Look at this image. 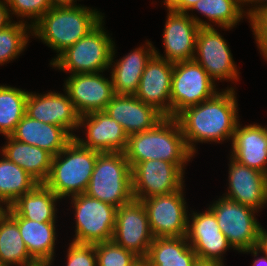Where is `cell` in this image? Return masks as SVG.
<instances>
[{
  "instance_id": "6da1fadb",
  "label": "cell",
  "mask_w": 267,
  "mask_h": 266,
  "mask_svg": "<svg viewBox=\"0 0 267 266\" xmlns=\"http://www.w3.org/2000/svg\"><path fill=\"white\" fill-rule=\"evenodd\" d=\"M235 87L218 92L213 98L185 108L175 118L178 120L185 143L194 155L196 143H222L232 141L239 123Z\"/></svg>"
},
{
  "instance_id": "7a4b0ae2",
  "label": "cell",
  "mask_w": 267,
  "mask_h": 266,
  "mask_svg": "<svg viewBox=\"0 0 267 266\" xmlns=\"http://www.w3.org/2000/svg\"><path fill=\"white\" fill-rule=\"evenodd\" d=\"M125 157L132 168L145 160H163L177 165L184 173L193 155L185 143L175 117H164L153 128L128 136Z\"/></svg>"
},
{
  "instance_id": "3957f363",
  "label": "cell",
  "mask_w": 267,
  "mask_h": 266,
  "mask_svg": "<svg viewBox=\"0 0 267 266\" xmlns=\"http://www.w3.org/2000/svg\"><path fill=\"white\" fill-rule=\"evenodd\" d=\"M103 17L97 9L82 5L52 7L32 26V36L57 52L51 64L63 51L94 29Z\"/></svg>"
},
{
  "instance_id": "277c9868",
  "label": "cell",
  "mask_w": 267,
  "mask_h": 266,
  "mask_svg": "<svg viewBox=\"0 0 267 266\" xmlns=\"http://www.w3.org/2000/svg\"><path fill=\"white\" fill-rule=\"evenodd\" d=\"M99 153L83 147L74 138L52 157L50 174L44 184L60 200L85 193Z\"/></svg>"
},
{
  "instance_id": "5b68a950",
  "label": "cell",
  "mask_w": 267,
  "mask_h": 266,
  "mask_svg": "<svg viewBox=\"0 0 267 266\" xmlns=\"http://www.w3.org/2000/svg\"><path fill=\"white\" fill-rule=\"evenodd\" d=\"M85 193L116 208L134 199L132 171L124 152L98 154Z\"/></svg>"
},
{
  "instance_id": "8992f818",
  "label": "cell",
  "mask_w": 267,
  "mask_h": 266,
  "mask_svg": "<svg viewBox=\"0 0 267 266\" xmlns=\"http://www.w3.org/2000/svg\"><path fill=\"white\" fill-rule=\"evenodd\" d=\"M103 23L104 20L86 36L63 51L50 65L70 75L103 73L110 67L115 43L104 29Z\"/></svg>"
},
{
  "instance_id": "52a82bcc",
  "label": "cell",
  "mask_w": 267,
  "mask_h": 266,
  "mask_svg": "<svg viewBox=\"0 0 267 266\" xmlns=\"http://www.w3.org/2000/svg\"><path fill=\"white\" fill-rule=\"evenodd\" d=\"M208 208L216 216L218 226L233 250L242 253L258 245L261 228L255 217L258 211L224 196L210 204Z\"/></svg>"
},
{
  "instance_id": "ba28073f",
  "label": "cell",
  "mask_w": 267,
  "mask_h": 266,
  "mask_svg": "<svg viewBox=\"0 0 267 266\" xmlns=\"http://www.w3.org/2000/svg\"><path fill=\"white\" fill-rule=\"evenodd\" d=\"M71 198L75 210V237L73 242L96 244L112 240L116 207L88 196L86 193Z\"/></svg>"
},
{
  "instance_id": "9c48e42d",
  "label": "cell",
  "mask_w": 267,
  "mask_h": 266,
  "mask_svg": "<svg viewBox=\"0 0 267 266\" xmlns=\"http://www.w3.org/2000/svg\"><path fill=\"white\" fill-rule=\"evenodd\" d=\"M218 92L215 82L196 61L174 63L171 83V117H176L187 107L213 98Z\"/></svg>"
},
{
  "instance_id": "30bf717a",
  "label": "cell",
  "mask_w": 267,
  "mask_h": 266,
  "mask_svg": "<svg viewBox=\"0 0 267 266\" xmlns=\"http://www.w3.org/2000/svg\"><path fill=\"white\" fill-rule=\"evenodd\" d=\"M132 192L136 200L170 194L184 188V172L163 160H145L132 168Z\"/></svg>"
},
{
  "instance_id": "8fae6325",
  "label": "cell",
  "mask_w": 267,
  "mask_h": 266,
  "mask_svg": "<svg viewBox=\"0 0 267 266\" xmlns=\"http://www.w3.org/2000/svg\"><path fill=\"white\" fill-rule=\"evenodd\" d=\"M183 189L141 200L154 238L186 236L189 216Z\"/></svg>"
},
{
  "instance_id": "7c38bea8",
  "label": "cell",
  "mask_w": 267,
  "mask_h": 266,
  "mask_svg": "<svg viewBox=\"0 0 267 266\" xmlns=\"http://www.w3.org/2000/svg\"><path fill=\"white\" fill-rule=\"evenodd\" d=\"M200 27H214L211 23L189 13L168 10L163 32L164 56L155 47V55L176 63L193 60Z\"/></svg>"
},
{
  "instance_id": "4fadbf2b",
  "label": "cell",
  "mask_w": 267,
  "mask_h": 266,
  "mask_svg": "<svg viewBox=\"0 0 267 266\" xmlns=\"http://www.w3.org/2000/svg\"><path fill=\"white\" fill-rule=\"evenodd\" d=\"M228 43L215 27H200L193 60L215 81H239V70Z\"/></svg>"
},
{
  "instance_id": "5bb4252c",
  "label": "cell",
  "mask_w": 267,
  "mask_h": 266,
  "mask_svg": "<svg viewBox=\"0 0 267 266\" xmlns=\"http://www.w3.org/2000/svg\"><path fill=\"white\" fill-rule=\"evenodd\" d=\"M153 239L147 211L142 201L133 199L116 209L112 237L116 244L132 251L136 256H147Z\"/></svg>"
},
{
  "instance_id": "9a60e30c",
  "label": "cell",
  "mask_w": 267,
  "mask_h": 266,
  "mask_svg": "<svg viewBox=\"0 0 267 266\" xmlns=\"http://www.w3.org/2000/svg\"><path fill=\"white\" fill-rule=\"evenodd\" d=\"M64 83V91L80 116L104 111L115 95L112 78L99 73L71 74Z\"/></svg>"
},
{
  "instance_id": "2e32d148",
  "label": "cell",
  "mask_w": 267,
  "mask_h": 266,
  "mask_svg": "<svg viewBox=\"0 0 267 266\" xmlns=\"http://www.w3.org/2000/svg\"><path fill=\"white\" fill-rule=\"evenodd\" d=\"M192 212L188 217L186 238L197 258L224 263L223 254L232 246L220 230L216 216L209 208L202 213Z\"/></svg>"
},
{
  "instance_id": "e0dca14e",
  "label": "cell",
  "mask_w": 267,
  "mask_h": 266,
  "mask_svg": "<svg viewBox=\"0 0 267 266\" xmlns=\"http://www.w3.org/2000/svg\"><path fill=\"white\" fill-rule=\"evenodd\" d=\"M174 63L155 54L147 62L135 96L154 107L164 117H171V83Z\"/></svg>"
},
{
  "instance_id": "ac0fdd59",
  "label": "cell",
  "mask_w": 267,
  "mask_h": 266,
  "mask_svg": "<svg viewBox=\"0 0 267 266\" xmlns=\"http://www.w3.org/2000/svg\"><path fill=\"white\" fill-rule=\"evenodd\" d=\"M83 126L86 138L74 136L83 147L100 153L126 150L129 135L105 111H95L80 116L79 128Z\"/></svg>"
},
{
  "instance_id": "d6986e66",
  "label": "cell",
  "mask_w": 267,
  "mask_h": 266,
  "mask_svg": "<svg viewBox=\"0 0 267 266\" xmlns=\"http://www.w3.org/2000/svg\"><path fill=\"white\" fill-rule=\"evenodd\" d=\"M25 114L32 119L63 127L73 137L76 134L72 132L79 130L80 115L66 91L65 95L54 91L42 95L29 92Z\"/></svg>"
},
{
  "instance_id": "ffe728a7",
  "label": "cell",
  "mask_w": 267,
  "mask_h": 266,
  "mask_svg": "<svg viewBox=\"0 0 267 266\" xmlns=\"http://www.w3.org/2000/svg\"><path fill=\"white\" fill-rule=\"evenodd\" d=\"M228 189L224 197L261 211L267 204L266 174L249 168L230 156Z\"/></svg>"
},
{
  "instance_id": "44dd1931",
  "label": "cell",
  "mask_w": 267,
  "mask_h": 266,
  "mask_svg": "<svg viewBox=\"0 0 267 266\" xmlns=\"http://www.w3.org/2000/svg\"><path fill=\"white\" fill-rule=\"evenodd\" d=\"M104 111L128 135L147 131L159 123L164 116L154 107L145 104L135 95H114Z\"/></svg>"
},
{
  "instance_id": "7402d4cb",
  "label": "cell",
  "mask_w": 267,
  "mask_h": 266,
  "mask_svg": "<svg viewBox=\"0 0 267 266\" xmlns=\"http://www.w3.org/2000/svg\"><path fill=\"white\" fill-rule=\"evenodd\" d=\"M115 53L114 43L109 67L112 70L110 73L114 93L116 95H135L146 64L155 54V47L152 45V42L147 40L143 47L135 48L127 55L116 60V63L114 61Z\"/></svg>"
},
{
  "instance_id": "603a6c76",
  "label": "cell",
  "mask_w": 267,
  "mask_h": 266,
  "mask_svg": "<svg viewBox=\"0 0 267 266\" xmlns=\"http://www.w3.org/2000/svg\"><path fill=\"white\" fill-rule=\"evenodd\" d=\"M231 157L239 163L267 172V134L264 126L250 124L242 127L240 121L232 138Z\"/></svg>"
},
{
  "instance_id": "cb8c5ba5",
  "label": "cell",
  "mask_w": 267,
  "mask_h": 266,
  "mask_svg": "<svg viewBox=\"0 0 267 266\" xmlns=\"http://www.w3.org/2000/svg\"><path fill=\"white\" fill-rule=\"evenodd\" d=\"M10 136L20 142L44 149L52 156L57 155L74 139L63 127L32 119L26 114Z\"/></svg>"
},
{
  "instance_id": "d4e9b609",
  "label": "cell",
  "mask_w": 267,
  "mask_h": 266,
  "mask_svg": "<svg viewBox=\"0 0 267 266\" xmlns=\"http://www.w3.org/2000/svg\"><path fill=\"white\" fill-rule=\"evenodd\" d=\"M59 197L44 183L20 196L6 208L10 217H22L37 222H56V203Z\"/></svg>"
},
{
  "instance_id": "484cf974",
  "label": "cell",
  "mask_w": 267,
  "mask_h": 266,
  "mask_svg": "<svg viewBox=\"0 0 267 266\" xmlns=\"http://www.w3.org/2000/svg\"><path fill=\"white\" fill-rule=\"evenodd\" d=\"M17 224L22 240L37 263H52L55 254L56 222H37L22 217H11Z\"/></svg>"
},
{
  "instance_id": "4316f807",
  "label": "cell",
  "mask_w": 267,
  "mask_h": 266,
  "mask_svg": "<svg viewBox=\"0 0 267 266\" xmlns=\"http://www.w3.org/2000/svg\"><path fill=\"white\" fill-rule=\"evenodd\" d=\"M5 146L1 154L9 161L17 164L39 183H44L51 170L52 155L44 149L5 136Z\"/></svg>"
},
{
  "instance_id": "83f0119b",
  "label": "cell",
  "mask_w": 267,
  "mask_h": 266,
  "mask_svg": "<svg viewBox=\"0 0 267 266\" xmlns=\"http://www.w3.org/2000/svg\"><path fill=\"white\" fill-rule=\"evenodd\" d=\"M146 257L150 266H193L197 260L186 236L154 238Z\"/></svg>"
},
{
  "instance_id": "f1b7e54d",
  "label": "cell",
  "mask_w": 267,
  "mask_h": 266,
  "mask_svg": "<svg viewBox=\"0 0 267 266\" xmlns=\"http://www.w3.org/2000/svg\"><path fill=\"white\" fill-rule=\"evenodd\" d=\"M0 264L2 266H33L18 224L6 213L0 217Z\"/></svg>"
},
{
  "instance_id": "f546056e",
  "label": "cell",
  "mask_w": 267,
  "mask_h": 266,
  "mask_svg": "<svg viewBox=\"0 0 267 266\" xmlns=\"http://www.w3.org/2000/svg\"><path fill=\"white\" fill-rule=\"evenodd\" d=\"M0 159V202L9 207L20 196L33 190L39 182L4 155Z\"/></svg>"
},
{
  "instance_id": "4dcf8cb0",
  "label": "cell",
  "mask_w": 267,
  "mask_h": 266,
  "mask_svg": "<svg viewBox=\"0 0 267 266\" xmlns=\"http://www.w3.org/2000/svg\"><path fill=\"white\" fill-rule=\"evenodd\" d=\"M29 91L0 85V133L9 136L15 130L26 111Z\"/></svg>"
},
{
  "instance_id": "1f68e13d",
  "label": "cell",
  "mask_w": 267,
  "mask_h": 266,
  "mask_svg": "<svg viewBox=\"0 0 267 266\" xmlns=\"http://www.w3.org/2000/svg\"><path fill=\"white\" fill-rule=\"evenodd\" d=\"M243 8L236 0H199L189 11L197 10L218 27L231 30L246 16Z\"/></svg>"
},
{
  "instance_id": "d6a6232c",
  "label": "cell",
  "mask_w": 267,
  "mask_h": 266,
  "mask_svg": "<svg viewBox=\"0 0 267 266\" xmlns=\"http://www.w3.org/2000/svg\"><path fill=\"white\" fill-rule=\"evenodd\" d=\"M30 33L32 35V26L28 22H21L20 20L0 30L1 66L18 58L17 56L26 49Z\"/></svg>"
},
{
  "instance_id": "836d02e7",
  "label": "cell",
  "mask_w": 267,
  "mask_h": 266,
  "mask_svg": "<svg viewBox=\"0 0 267 266\" xmlns=\"http://www.w3.org/2000/svg\"><path fill=\"white\" fill-rule=\"evenodd\" d=\"M94 246L97 255V266H130L134 259L138 257L113 240L96 243Z\"/></svg>"
},
{
  "instance_id": "e575fe53",
  "label": "cell",
  "mask_w": 267,
  "mask_h": 266,
  "mask_svg": "<svg viewBox=\"0 0 267 266\" xmlns=\"http://www.w3.org/2000/svg\"><path fill=\"white\" fill-rule=\"evenodd\" d=\"M7 6L11 14L21 17V22L27 17L30 25L33 26L48 10L52 8L50 0H6Z\"/></svg>"
},
{
  "instance_id": "d590c367",
  "label": "cell",
  "mask_w": 267,
  "mask_h": 266,
  "mask_svg": "<svg viewBox=\"0 0 267 266\" xmlns=\"http://www.w3.org/2000/svg\"><path fill=\"white\" fill-rule=\"evenodd\" d=\"M66 266H97L94 244L69 243Z\"/></svg>"
},
{
  "instance_id": "8d00e7d4",
  "label": "cell",
  "mask_w": 267,
  "mask_h": 266,
  "mask_svg": "<svg viewBox=\"0 0 267 266\" xmlns=\"http://www.w3.org/2000/svg\"><path fill=\"white\" fill-rule=\"evenodd\" d=\"M249 23L255 36L256 44L259 47L267 39V7L257 11L249 19Z\"/></svg>"
},
{
  "instance_id": "74e56055",
  "label": "cell",
  "mask_w": 267,
  "mask_h": 266,
  "mask_svg": "<svg viewBox=\"0 0 267 266\" xmlns=\"http://www.w3.org/2000/svg\"><path fill=\"white\" fill-rule=\"evenodd\" d=\"M242 252L244 254L253 253L252 255H254V258L257 257L260 252L267 254V231L264 229V227H262V225L259 231L258 245Z\"/></svg>"
},
{
  "instance_id": "f35d334b",
  "label": "cell",
  "mask_w": 267,
  "mask_h": 266,
  "mask_svg": "<svg viewBox=\"0 0 267 266\" xmlns=\"http://www.w3.org/2000/svg\"><path fill=\"white\" fill-rule=\"evenodd\" d=\"M10 11L6 0H0V30L8 27L14 21L11 20Z\"/></svg>"
},
{
  "instance_id": "ab89813d",
  "label": "cell",
  "mask_w": 267,
  "mask_h": 266,
  "mask_svg": "<svg viewBox=\"0 0 267 266\" xmlns=\"http://www.w3.org/2000/svg\"><path fill=\"white\" fill-rule=\"evenodd\" d=\"M249 4L251 5V8H247L246 10V18L249 20L257 11H259L260 9L267 7V0H251V2ZM254 6V7H252Z\"/></svg>"
},
{
  "instance_id": "60d3db41",
  "label": "cell",
  "mask_w": 267,
  "mask_h": 266,
  "mask_svg": "<svg viewBox=\"0 0 267 266\" xmlns=\"http://www.w3.org/2000/svg\"><path fill=\"white\" fill-rule=\"evenodd\" d=\"M199 0H182V2L173 10L179 13H188L191 7Z\"/></svg>"
},
{
  "instance_id": "b9f144b4",
  "label": "cell",
  "mask_w": 267,
  "mask_h": 266,
  "mask_svg": "<svg viewBox=\"0 0 267 266\" xmlns=\"http://www.w3.org/2000/svg\"><path fill=\"white\" fill-rule=\"evenodd\" d=\"M52 7H73L76 5L77 0H50Z\"/></svg>"
},
{
  "instance_id": "7bdbcfd3",
  "label": "cell",
  "mask_w": 267,
  "mask_h": 266,
  "mask_svg": "<svg viewBox=\"0 0 267 266\" xmlns=\"http://www.w3.org/2000/svg\"><path fill=\"white\" fill-rule=\"evenodd\" d=\"M193 266H225L224 263L197 258Z\"/></svg>"
},
{
  "instance_id": "ee69618b",
  "label": "cell",
  "mask_w": 267,
  "mask_h": 266,
  "mask_svg": "<svg viewBox=\"0 0 267 266\" xmlns=\"http://www.w3.org/2000/svg\"><path fill=\"white\" fill-rule=\"evenodd\" d=\"M130 266H150V264L146 256H138Z\"/></svg>"
},
{
  "instance_id": "f6af8a7d",
  "label": "cell",
  "mask_w": 267,
  "mask_h": 266,
  "mask_svg": "<svg viewBox=\"0 0 267 266\" xmlns=\"http://www.w3.org/2000/svg\"><path fill=\"white\" fill-rule=\"evenodd\" d=\"M181 2L182 0H164L163 4L165 5L168 11L174 10Z\"/></svg>"
},
{
  "instance_id": "bcb514c9",
  "label": "cell",
  "mask_w": 267,
  "mask_h": 266,
  "mask_svg": "<svg viewBox=\"0 0 267 266\" xmlns=\"http://www.w3.org/2000/svg\"><path fill=\"white\" fill-rule=\"evenodd\" d=\"M263 254L264 256L260 258L257 257L255 260H253L252 266H267V254Z\"/></svg>"
},
{
  "instance_id": "7dc6e473",
  "label": "cell",
  "mask_w": 267,
  "mask_h": 266,
  "mask_svg": "<svg viewBox=\"0 0 267 266\" xmlns=\"http://www.w3.org/2000/svg\"><path fill=\"white\" fill-rule=\"evenodd\" d=\"M260 54L267 61V39L258 47Z\"/></svg>"
},
{
  "instance_id": "c3c4849f",
  "label": "cell",
  "mask_w": 267,
  "mask_h": 266,
  "mask_svg": "<svg viewBox=\"0 0 267 266\" xmlns=\"http://www.w3.org/2000/svg\"><path fill=\"white\" fill-rule=\"evenodd\" d=\"M239 4H241L243 7L245 4L248 6L251 0H236Z\"/></svg>"
},
{
  "instance_id": "681fc988",
  "label": "cell",
  "mask_w": 267,
  "mask_h": 266,
  "mask_svg": "<svg viewBox=\"0 0 267 266\" xmlns=\"http://www.w3.org/2000/svg\"><path fill=\"white\" fill-rule=\"evenodd\" d=\"M6 211V207H3V204L0 202V217L4 214V212Z\"/></svg>"
},
{
  "instance_id": "f907efd6",
  "label": "cell",
  "mask_w": 267,
  "mask_h": 266,
  "mask_svg": "<svg viewBox=\"0 0 267 266\" xmlns=\"http://www.w3.org/2000/svg\"><path fill=\"white\" fill-rule=\"evenodd\" d=\"M51 265H52V263H37L33 266H51Z\"/></svg>"
}]
</instances>
